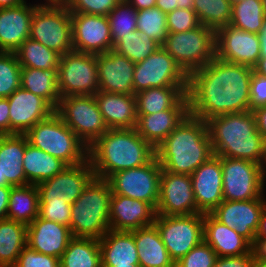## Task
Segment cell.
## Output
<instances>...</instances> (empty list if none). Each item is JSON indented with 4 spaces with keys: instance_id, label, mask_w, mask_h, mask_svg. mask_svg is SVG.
<instances>
[{
    "instance_id": "64",
    "label": "cell",
    "mask_w": 266,
    "mask_h": 267,
    "mask_svg": "<svg viewBox=\"0 0 266 267\" xmlns=\"http://www.w3.org/2000/svg\"><path fill=\"white\" fill-rule=\"evenodd\" d=\"M243 0H230L232 5L242 2Z\"/></svg>"
},
{
    "instance_id": "12",
    "label": "cell",
    "mask_w": 266,
    "mask_h": 267,
    "mask_svg": "<svg viewBox=\"0 0 266 267\" xmlns=\"http://www.w3.org/2000/svg\"><path fill=\"white\" fill-rule=\"evenodd\" d=\"M97 57L72 50L60 57L58 89L60 97L95 95L99 89Z\"/></svg>"
},
{
    "instance_id": "17",
    "label": "cell",
    "mask_w": 266,
    "mask_h": 267,
    "mask_svg": "<svg viewBox=\"0 0 266 267\" xmlns=\"http://www.w3.org/2000/svg\"><path fill=\"white\" fill-rule=\"evenodd\" d=\"M215 39L217 58L252 68L258 63L261 51L258 34L226 25L215 31Z\"/></svg>"
},
{
    "instance_id": "13",
    "label": "cell",
    "mask_w": 266,
    "mask_h": 267,
    "mask_svg": "<svg viewBox=\"0 0 266 267\" xmlns=\"http://www.w3.org/2000/svg\"><path fill=\"white\" fill-rule=\"evenodd\" d=\"M162 166L156 156L146 165L112 174L108 181L112 194L149 203L155 210L159 199Z\"/></svg>"
},
{
    "instance_id": "50",
    "label": "cell",
    "mask_w": 266,
    "mask_h": 267,
    "mask_svg": "<svg viewBox=\"0 0 266 267\" xmlns=\"http://www.w3.org/2000/svg\"><path fill=\"white\" fill-rule=\"evenodd\" d=\"M261 106H266V77L253 70L250 78L249 110L253 111Z\"/></svg>"
},
{
    "instance_id": "20",
    "label": "cell",
    "mask_w": 266,
    "mask_h": 267,
    "mask_svg": "<svg viewBox=\"0 0 266 267\" xmlns=\"http://www.w3.org/2000/svg\"><path fill=\"white\" fill-rule=\"evenodd\" d=\"M222 157L212 155L192 174L197 213H211L223 201Z\"/></svg>"
},
{
    "instance_id": "51",
    "label": "cell",
    "mask_w": 266,
    "mask_h": 267,
    "mask_svg": "<svg viewBox=\"0 0 266 267\" xmlns=\"http://www.w3.org/2000/svg\"><path fill=\"white\" fill-rule=\"evenodd\" d=\"M251 252L226 257H217L214 267H253Z\"/></svg>"
},
{
    "instance_id": "28",
    "label": "cell",
    "mask_w": 266,
    "mask_h": 267,
    "mask_svg": "<svg viewBox=\"0 0 266 267\" xmlns=\"http://www.w3.org/2000/svg\"><path fill=\"white\" fill-rule=\"evenodd\" d=\"M101 267L139 265L138 250L133 231L108 230L99 239Z\"/></svg>"
},
{
    "instance_id": "32",
    "label": "cell",
    "mask_w": 266,
    "mask_h": 267,
    "mask_svg": "<svg viewBox=\"0 0 266 267\" xmlns=\"http://www.w3.org/2000/svg\"><path fill=\"white\" fill-rule=\"evenodd\" d=\"M141 267H175L155 224L134 230Z\"/></svg>"
},
{
    "instance_id": "7",
    "label": "cell",
    "mask_w": 266,
    "mask_h": 267,
    "mask_svg": "<svg viewBox=\"0 0 266 267\" xmlns=\"http://www.w3.org/2000/svg\"><path fill=\"white\" fill-rule=\"evenodd\" d=\"M215 30L200 25L182 33H168L162 47L189 75L216 57Z\"/></svg>"
},
{
    "instance_id": "36",
    "label": "cell",
    "mask_w": 266,
    "mask_h": 267,
    "mask_svg": "<svg viewBox=\"0 0 266 267\" xmlns=\"http://www.w3.org/2000/svg\"><path fill=\"white\" fill-rule=\"evenodd\" d=\"M27 245V225L10 219L0 220V267H13Z\"/></svg>"
},
{
    "instance_id": "58",
    "label": "cell",
    "mask_w": 266,
    "mask_h": 267,
    "mask_svg": "<svg viewBox=\"0 0 266 267\" xmlns=\"http://www.w3.org/2000/svg\"><path fill=\"white\" fill-rule=\"evenodd\" d=\"M258 36L261 44L260 57H266V18L264 19Z\"/></svg>"
},
{
    "instance_id": "42",
    "label": "cell",
    "mask_w": 266,
    "mask_h": 267,
    "mask_svg": "<svg viewBox=\"0 0 266 267\" xmlns=\"http://www.w3.org/2000/svg\"><path fill=\"white\" fill-rule=\"evenodd\" d=\"M107 17L113 45L137 30V10L126 0H121Z\"/></svg>"
},
{
    "instance_id": "60",
    "label": "cell",
    "mask_w": 266,
    "mask_h": 267,
    "mask_svg": "<svg viewBox=\"0 0 266 267\" xmlns=\"http://www.w3.org/2000/svg\"><path fill=\"white\" fill-rule=\"evenodd\" d=\"M253 70L264 77H266V57H260L258 63L253 67Z\"/></svg>"
},
{
    "instance_id": "22",
    "label": "cell",
    "mask_w": 266,
    "mask_h": 267,
    "mask_svg": "<svg viewBox=\"0 0 266 267\" xmlns=\"http://www.w3.org/2000/svg\"><path fill=\"white\" fill-rule=\"evenodd\" d=\"M99 91L135 95L133 80L135 63L113 49L97 54Z\"/></svg>"
},
{
    "instance_id": "25",
    "label": "cell",
    "mask_w": 266,
    "mask_h": 267,
    "mask_svg": "<svg viewBox=\"0 0 266 267\" xmlns=\"http://www.w3.org/2000/svg\"><path fill=\"white\" fill-rule=\"evenodd\" d=\"M39 4L25 1L0 9V52H15L29 38L33 12Z\"/></svg>"
},
{
    "instance_id": "4",
    "label": "cell",
    "mask_w": 266,
    "mask_h": 267,
    "mask_svg": "<svg viewBox=\"0 0 266 267\" xmlns=\"http://www.w3.org/2000/svg\"><path fill=\"white\" fill-rule=\"evenodd\" d=\"M155 152L162 170L191 175L213 155L206 121L189 113Z\"/></svg>"
},
{
    "instance_id": "30",
    "label": "cell",
    "mask_w": 266,
    "mask_h": 267,
    "mask_svg": "<svg viewBox=\"0 0 266 267\" xmlns=\"http://www.w3.org/2000/svg\"><path fill=\"white\" fill-rule=\"evenodd\" d=\"M187 87L149 88L135 94L137 115H149L164 110H189Z\"/></svg>"
},
{
    "instance_id": "47",
    "label": "cell",
    "mask_w": 266,
    "mask_h": 267,
    "mask_svg": "<svg viewBox=\"0 0 266 267\" xmlns=\"http://www.w3.org/2000/svg\"><path fill=\"white\" fill-rule=\"evenodd\" d=\"M121 0H67L70 13L107 16Z\"/></svg>"
},
{
    "instance_id": "21",
    "label": "cell",
    "mask_w": 266,
    "mask_h": 267,
    "mask_svg": "<svg viewBox=\"0 0 266 267\" xmlns=\"http://www.w3.org/2000/svg\"><path fill=\"white\" fill-rule=\"evenodd\" d=\"M11 134H25L36 123L47 119L55 109L42 97L18 88L8 98Z\"/></svg>"
},
{
    "instance_id": "53",
    "label": "cell",
    "mask_w": 266,
    "mask_h": 267,
    "mask_svg": "<svg viewBox=\"0 0 266 267\" xmlns=\"http://www.w3.org/2000/svg\"><path fill=\"white\" fill-rule=\"evenodd\" d=\"M0 135H10L9 102L0 98Z\"/></svg>"
},
{
    "instance_id": "11",
    "label": "cell",
    "mask_w": 266,
    "mask_h": 267,
    "mask_svg": "<svg viewBox=\"0 0 266 267\" xmlns=\"http://www.w3.org/2000/svg\"><path fill=\"white\" fill-rule=\"evenodd\" d=\"M154 224L174 263L204 240L203 213L177 216L156 215Z\"/></svg>"
},
{
    "instance_id": "14",
    "label": "cell",
    "mask_w": 266,
    "mask_h": 267,
    "mask_svg": "<svg viewBox=\"0 0 266 267\" xmlns=\"http://www.w3.org/2000/svg\"><path fill=\"white\" fill-rule=\"evenodd\" d=\"M187 86L188 75L162 46L135 64L134 94L149 88Z\"/></svg>"
},
{
    "instance_id": "67",
    "label": "cell",
    "mask_w": 266,
    "mask_h": 267,
    "mask_svg": "<svg viewBox=\"0 0 266 267\" xmlns=\"http://www.w3.org/2000/svg\"><path fill=\"white\" fill-rule=\"evenodd\" d=\"M264 171H265V179H266V165H265Z\"/></svg>"
},
{
    "instance_id": "2",
    "label": "cell",
    "mask_w": 266,
    "mask_h": 267,
    "mask_svg": "<svg viewBox=\"0 0 266 267\" xmlns=\"http://www.w3.org/2000/svg\"><path fill=\"white\" fill-rule=\"evenodd\" d=\"M213 155L266 165V142L252 111L229 113L206 121Z\"/></svg>"
},
{
    "instance_id": "41",
    "label": "cell",
    "mask_w": 266,
    "mask_h": 267,
    "mask_svg": "<svg viewBox=\"0 0 266 267\" xmlns=\"http://www.w3.org/2000/svg\"><path fill=\"white\" fill-rule=\"evenodd\" d=\"M194 11L201 25L216 31L230 24L232 4L230 0H194Z\"/></svg>"
},
{
    "instance_id": "19",
    "label": "cell",
    "mask_w": 266,
    "mask_h": 267,
    "mask_svg": "<svg viewBox=\"0 0 266 267\" xmlns=\"http://www.w3.org/2000/svg\"><path fill=\"white\" fill-rule=\"evenodd\" d=\"M266 208V198L243 201L223 200L210 214L220 223L252 242L258 229L262 212Z\"/></svg>"
},
{
    "instance_id": "43",
    "label": "cell",
    "mask_w": 266,
    "mask_h": 267,
    "mask_svg": "<svg viewBox=\"0 0 266 267\" xmlns=\"http://www.w3.org/2000/svg\"><path fill=\"white\" fill-rule=\"evenodd\" d=\"M137 30L162 45L168 35L167 14L157 6L137 11Z\"/></svg>"
},
{
    "instance_id": "15",
    "label": "cell",
    "mask_w": 266,
    "mask_h": 267,
    "mask_svg": "<svg viewBox=\"0 0 266 267\" xmlns=\"http://www.w3.org/2000/svg\"><path fill=\"white\" fill-rule=\"evenodd\" d=\"M72 47L87 54H103L113 49L107 16L71 13Z\"/></svg>"
},
{
    "instance_id": "57",
    "label": "cell",
    "mask_w": 266,
    "mask_h": 267,
    "mask_svg": "<svg viewBox=\"0 0 266 267\" xmlns=\"http://www.w3.org/2000/svg\"><path fill=\"white\" fill-rule=\"evenodd\" d=\"M137 11L152 8L156 4V0H126Z\"/></svg>"
},
{
    "instance_id": "39",
    "label": "cell",
    "mask_w": 266,
    "mask_h": 267,
    "mask_svg": "<svg viewBox=\"0 0 266 267\" xmlns=\"http://www.w3.org/2000/svg\"><path fill=\"white\" fill-rule=\"evenodd\" d=\"M265 18L262 0H243L232 5L229 25L249 33L259 34Z\"/></svg>"
},
{
    "instance_id": "61",
    "label": "cell",
    "mask_w": 266,
    "mask_h": 267,
    "mask_svg": "<svg viewBox=\"0 0 266 267\" xmlns=\"http://www.w3.org/2000/svg\"><path fill=\"white\" fill-rule=\"evenodd\" d=\"M177 8L194 10V0H177Z\"/></svg>"
},
{
    "instance_id": "37",
    "label": "cell",
    "mask_w": 266,
    "mask_h": 267,
    "mask_svg": "<svg viewBox=\"0 0 266 267\" xmlns=\"http://www.w3.org/2000/svg\"><path fill=\"white\" fill-rule=\"evenodd\" d=\"M60 267H101L99 239L73 237L60 257Z\"/></svg>"
},
{
    "instance_id": "1",
    "label": "cell",
    "mask_w": 266,
    "mask_h": 267,
    "mask_svg": "<svg viewBox=\"0 0 266 267\" xmlns=\"http://www.w3.org/2000/svg\"><path fill=\"white\" fill-rule=\"evenodd\" d=\"M253 68L215 57L188 75L186 96L190 114L204 121L229 113L247 112Z\"/></svg>"
},
{
    "instance_id": "38",
    "label": "cell",
    "mask_w": 266,
    "mask_h": 267,
    "mask_svg": "<svg viewBox=\"0 0 266 267\" xmlns=\"http://www.w3.org/2000/svg\"><path fill=\"white\" fill-rule=\"evenodd\" d=\"M21 67L41 70H58L61 55L30 38L15 51Z\"/></svg>"
},
{
    "instance_id": "62",
    "label": "cell",
    "mask_w": 266,
    "mask_h": 267,
    "mask_svg": "<svg viewBox=\"0 0 266 267\" xmlns=\"http://www.w3.org/2000/svg\"><path fill=\"white\" fill-rule=\"evenodd\" d=\"M26 0H0V9L1 8H9V7H14L16 5H19Z\"/></svg>"
},
{
    "instance_id": "27",
    "label": "cell",
    "mask_w": 266,
    "mask_h": 267,
    "mask_svg": "<svg viewBox=\"0 0 266 267\" xmlns=\"http://www.w3.org/2000/svg\"><path fill=\"white\" fill-rule=\"evenodd\" d=\"M94 96L109 129H132L136 127L135 95L98 91Z\"/></svg>"
},
{
    "instance_id": "33",
    "label": "cell",
    "mask_w": 266,
    "mask_h": 267,
    "mask_svg": "<svg viewBox=\"0 0 266 267\" xmlns=\"http://www.w3.org/2000/svg\"><path fill=\"white\" fill-rule=\"evenodd\" d=\"M23 168L28 184L38 185L61 173L67 166L61 159L28 143L23 158Z\"/></svg>"
},
{
    "instance_id": "52",
    "label": "cell",
    "mask_w": 266,
    "mask_h": 267,
    "mask_svg": "<svg viewBox=\"0 0 266 267\" xmlns=\"http://www.w3.org/2000/svg\"><path fill=\"white\" fill-rule=\"evenodd\" d=\"M250 252L255 266L266 267V238L255 235L250 243Z\"/></svg>"
},
{
    "instance_id": "44",
    "label": "cell",
    "mask_w": 266,
    "mask_h": 267,
    "mask_svg": "<svg viewBox=\"0 0 266 267\" xmlns=\"http://www.w3.org/2000/svg\"><path fill=\"white\" fill-rule=\"evenodd\" d=\"M21 87V65L15 52H0V98H8Z\"/></svg>"
},
{
    "instance_id": "40",
    "label": "cell",
    "mask_w": 266,
    "mask_h": 267,
    "mask_svg": "<svg viewBox=\"0 0 266 267\" xmlns=\"http://www.w3.org/2000/svg\"><path fill=\"white\" fill-rule=\"evenodd\" d=\"M161 46L145 33L136 30L120 39L114 45L113 50L136 64L144 61Z\"/></svg>"
},
{
    "instance_id": "9",
    "label": "cell",
    "mask_w": 266,
    "mask_h": 267,
    "mask_svg": "<svg viewBox=\"0 0 266 267\" xmlns=\"http://www.w3.org/2000/svg\"><path fill=\"white\" fill-rule=\"evenodd\" d=\"M29 38L61 56L71 52V13L67 6L39 4L33 12Z\"/></svg>"
},
{
    "instance_id": "55",
    "label": "cell",
    "mask_w": 266,
    "mask_h": 267,
    "mask_svg": "<svg viewBox=\"0 0 266 267\" xmlns=\"http://www.w3.org/2000/svg\"><path fill=\"white\" fill-rule=\"evenodd\" d=\"M13 186H0V220L7 219L9 194Z\"/></svg>"
},
{
    "instance_id": "54",
    "label": "cell",
    "mask_w": 266,
    "mask_h": 267,
    "mask_svg": "<svg viewBox=\"0 0 266 267\" xmlns=\"http://www.w3.org/2000/svg\"><path fill=\"white\" fill-rule=\"evenodd\" d=\"M255 122L258 132L264 137L266 142V106L254 109Z\"/></svg>"
},
{
    "instance_id": "10",
    "label": "cell",
    "mask_w": 266,
    "mask_h": 267,
    "mask_svg": "<svg viewBox=\"0 0 266 267\" xmlns=\"http://www.w3.org/2000/svg\"><path fill=\"white\" fill-rule=\"evenodd\" d=\"M223 200L265 198L264 167L256 162L222 157Z\"/></svg>"
},
{
    "instance_id": "16",
    "label": "cell",
    "mask_w": 266,
    "mask_h": 267,
    "mask_svg": "<svg viewBox=\"0 0 266 267\" xmlns=\"http://www.w3.org/2000/svg\"><path fill=\"white\" fill-rule=\"evenodd\" d=\"M156 215L177 216L197 213L191 175L162 170Z\"/></svg>"
},
{
    "instance_id": "66",
    "label": "cell",
    "mask_w": 266,
    "mask_h": 267,
    "mask_svg": "<svg viewBox=\"0 0 266 267\" xmlns=\"http://www.w3.org/2000/svg\"><path fill=\"white\" fill-rule=\"evenodd\" d=\"M262 2H263L264 13H265V16H266V0H262Z\"/></svg>"
},
{
    "instance_id": "56",
    "label": "cell",
    "mask_w": 266,
    "mask_h": 267,
    "mask_svg": "<svg viewBox=\"0 0 266 267\" xmlns=\"http://www.w3.org/2000/svg\"><path fill=\"white\" fill-rule=\"evenodd\" d=\"M162 12L168 14L177 9V0H156V4Z\"/></svg>"
},
{
    "instance_id": "48",
    "label": "cell",
    "mask_w": 266,
    "mask_h": 267,
    "mask_svg": "<svg viewBox=\"0 0 266 267\" xmlns=\"http://www.w3.org/2000/svg\"><path fill=\"white\" fill-rule=\"evenodd\" d=\"M201 25L194 10L175 9L167 14L168 33H182Z\"/></svg>"
},
{
    "instance_id": "26",
    "label": "cell",
    "mask_w": 266,
    "mask_h": 267,
    "mask_svg": "<svg viewBox=\"0 0 266 267\" xmlns=\"http://www.w3.org/2000/svg\"><path fill=\"white\" fill-rule=\"evenodd\" d=\"M26 148L24 134L0 135V186H25L23 168Z\"/></svg>"
},
{
    "instance_id": "18",
    "label": "cell",
    "mask_w": 266,
    "mask_h": 267,
    "mask_svg": "<svg viewBox=\"0 0 266 267\" xmlns=\"http://www.w3.org/2000/svg\"><path fill=\"white\" fill-rule=\"evenodd\" d=\"M94 177L88 158L82 163L67 165L61 173L37 185L39 200L66 199L72 205Z\"/></svg>"
},
{
    "instance_id": "49",
    "label": "cell",
    "mask_w": 266,
    "mask_h": 267,
    "mask_svg": "<svg viewBox=\"0 0 266 267\" xmlns=\"http://www.w3.org/2000/svg\"><path fill=\"white\" fill-rule=\"evenodd\" d=\"M13 267H60V259L25 246Z\"/></svg>"
},
{
    "instance_id": "5",
    "label": "cell",
    "mask_w": 266,
    "mask_h": 267,
    "mask_svg": "<svg viewBox=\"0 0 266 267\" xmlns=\"http://www.w3.org/2000/svg\"><path fill=\"white\" fill-rule=\"evenodd\" d=\"M112 192L106 179L94 177L71 205L70 230L73 237L101 239L110 230Z\"/></svg>"
},
{
    "instance_id": "24",
    "label": "cell",
    "mask_w": 266,
    "mask_h": 267,
    "mask_svg": "<svg viewBox=\"0 0 266 267\" xmlns=\"http://www.w3.org/2000/svg\"><path fill=\"white\" fill-rule=\"evenodd\" d=\"M72 238L70 227L39 216L27 225V246L59 259Z\"/></svg>"
},
{
    "instance_id": "8",
    "label": "cell",
    "mask_w": 266,
    "mask_h": 267,
    "mask_svg": "<svg viewBox=\"0 0 266 267\" xmlns=\"http://www.w3.org/2000/svg\"><path fill=\"white\" fill-rule=\"evenodd\" d=\"M55 113L88 148L109 130L94 95L60 98Z\"/></svg>"
},
{
    "instance_id": "31",
    "label": "cell",
    "mask_w": 266,
    "mask_h": 267,
    "mask_svg": "<svg viewBox=\"0 0 266 267\" xmlns=\"http://www.w3.org/2000/svg\"><path fill=\"white\" fill-rule=\"evenodd\" d=\"M189 113V110H164L149 115H137L135 128L156 149Z\"/></svg>"
},
{
    "instance_id": "65",
    "label": "cell",
    "mask_w": 266,
    "mask_h": 267,
    "mask_svg": "<svg viewBox=\"0 0 266 267\" xmlns=\"http://www.w3.org/2000/svg\"><path fill=\"white\" fill-rule=\"evenodd\" d=\"M116 267H141L140 265H124V266H116Z\"/></svg>"
},
{
    "instance_id": "3",
    "label": "cell",
    "mask_w": 266,
    "mask_h": 267,
    "mask_svg": "<svg viewBox=\"0 0 266 267\" xmlns=\"http://www.w3.org/2000/svg\"><path fill=\"white\" fill-rule=\"evenodd\" d=\"M155 149L136 128L109 129L88 148L95 177L107 179L114 173L148 164Z\"/></svg>"
},
{
    "instance_id": "35",
    "label": "cell",
    "mask_w": 266,
    "mask_h": 267,
    "mask_svg": "<svg viewBox=\"0 0 266 267\" xmlns=\"http://www.w3.org/2000/svg\"><path fill=\"white\" fill-rule=\"evenodd\" d=\"M39 216V194L37 185L28 184L11 188L7 219L29 225Z\"/></svg>"
},
{
    "instance_id": "6",
    "label": "cell",
    "mask_w": 266,
    "mask_h": 267,
    "mask_svg": "<svg viewBox=\"0 0 266 267\" xmlns=\"http://www.w3.org/2000/svg\"><path fill=\"white\" fill-rule=\"evenodd\" d=\"M24 135L28 143L67 165H76L88 158V147L55 112L36 123Z\"/></svg>"
},
{
    "instance_id": "45",
    "label": "cell",
    "mask_w": 266,
    "mask_h": 267,
    "mask_svg": "<svg viewBox=\"0 0 266 267\" xmlns=\"http://www.w3.org/2000/svg\"><path fill=\"white\" fill-rule=\"evenodd\" d=\"M39 217L70 227L71 205L66 199L39 200Z\"/></svg>"
},
{
    "instance_id": "23",
    "label": "cell",
    "mask_w": 266,
    "mask_h": 267,
    "mask_svg": "<svg viewBox=\"0 0 266 267\" xmlns=\"http://www.w3.org/2000/svg\"><path fill=\"white\" fill-rule=\"evenodd\" d=\"M156 210L141 200L112 194L109 225L113 231H133L154 224Z\"/></svg>"
},
{
    "instance_id": "29",
    "label": "cell",
    "mask_w": 266,
    "mask_h": 267,
    "mask_svg": "<svg viewBox=\"0 0 266 267\" xmlns=\"http://www.w3.org/2000/svg\"><path fill=\"white\" fill-rule=\"evenodd\" d=\"M204 241L211 246L217 257L235 256L248 253L250 243L235 229L220 223L210 213L203 214Z\"/></svg>"
},
{
    "instance_id": "63",
    "label": "cell",
    "mask_w": 266,
    "mask_h": 267,
    "mask_svg": "<svg viewBox=\"0 0 266 267\" xmlns=\"http://www.w3.org/2000/svg\"><path fill=\"white\" fill-rule=\"evenodd\" d=\"M45 3L42 2V5H66L67 0H44Z\"/></svg>"
},
{
    "instance_id": "59",
    "label": "cell",
    "mask_w": 266,
    "mask_h": 267,
    "mask_svg": "<svg viewBox=\"0 0 266 267\" xmlns=\"http://www.w3.org/2000/svg\"><path fill=\"white\" fill-rule=\"evenodd\" d=\"M256 235L266 238V208L261 214Z\"/></svg>"
},
{
    "instance_id": "46",
    "label": "cell",
    "mask_w": 266,
    "mask_h": 267,
    "mask_svg": "<svg viewBox=\"0 0 266 267\" xmlns=\"http://www.w3.org/2000/svg\"><path fill=\"white\" fill-rule=\"evenodd\" d=\"M217 254L204 240L175 263V267H214Z\"/></svg>"
},
{
    "instance_id": "34",
    "label": "cell",
    "mask_w": 266,
    "mask_h": 267,
    "mask_svg": "<svg viewBox=\"0 0 266 267\" xmlns=\"http://www.w3.org/2000/svg\"><path fill=\"white\" fill-rule=\"evenodd\" d=\"M21 87L44 98L54 109L58 106V70H41L21 67Z\"/></svg>"
}]
</instances>
